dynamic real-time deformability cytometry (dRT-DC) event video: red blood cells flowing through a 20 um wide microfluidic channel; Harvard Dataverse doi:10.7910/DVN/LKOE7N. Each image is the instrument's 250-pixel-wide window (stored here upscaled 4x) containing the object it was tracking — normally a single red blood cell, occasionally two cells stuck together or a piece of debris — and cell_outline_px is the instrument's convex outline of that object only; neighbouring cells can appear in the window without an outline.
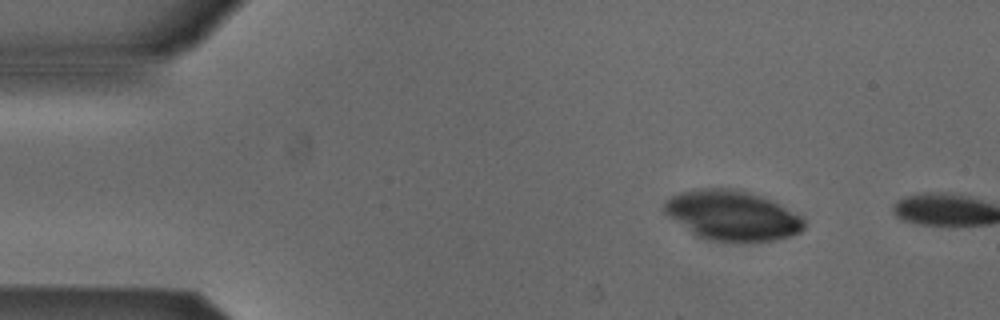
{"species": "Egyptian fruit bat (a non-hibernating species)", "species_latin": "Rousettus aegyptiacus", "temperature_condition": "cold", "stored_images_in_passage": 2, "camera_frame_rate_fps": 3000, "um_per_image_px": 0.085, "animal": {"sex": "male"}, "frame": {"image": 1, "passage_image": 1, "time_ms": 0.0, "image_size_px": [1000, 320], "cell_outline_px": [[804, 228], [800, 232], [792, 236], [776, 240], [712, 240], [696, 236], [668, 216], [660, 208], [664, 200], [680, 192], [700, 188], [736, 188], [752, 192], [764, 196], [780, 204], [800, 216], [804, 220]], "centroid_in_image_um": [62.21, 18.28], "position_along_channel_um": 22.8, "area_um2": 40.69}}